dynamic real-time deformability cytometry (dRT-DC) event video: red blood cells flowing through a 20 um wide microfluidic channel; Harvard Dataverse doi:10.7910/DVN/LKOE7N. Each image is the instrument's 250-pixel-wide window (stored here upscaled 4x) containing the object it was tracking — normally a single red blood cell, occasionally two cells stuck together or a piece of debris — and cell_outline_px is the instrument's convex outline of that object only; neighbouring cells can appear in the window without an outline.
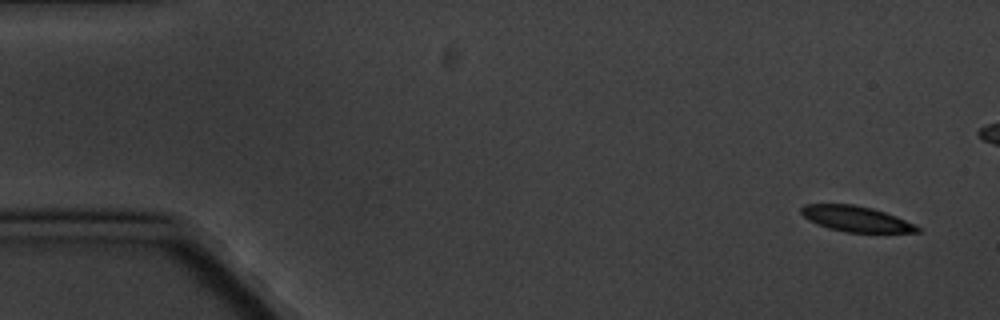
{"species": "common noctule bat (a hibernating species)", "species_latin": "Nyctalus noctula", "temperature_condition": "cold", "stored_images_in_passage": 6, "camera_frame_rate_fps": 3000, "um_per_image_px": 0.085, "animal": {"sex": "male", "body_mass_g": 20.1, "forearm_length_mm": 53.5}, "frame": {"image": 1, "passage_image": 1, "time_ms": 0.0, "image_size_px": [1000, 320], "cell_outline_px": [[920, 232], [844, 232], [828, 228], [816, 224], [808, 220], [800, 212], [800, 208], [804, 204], [852, 204], [872, 208], [896, 216], [920, 228]], "centroid_in_image_um": [72.69, 18.6], "position_along_channel_um": 12.3, "area_um2": 17.17}}
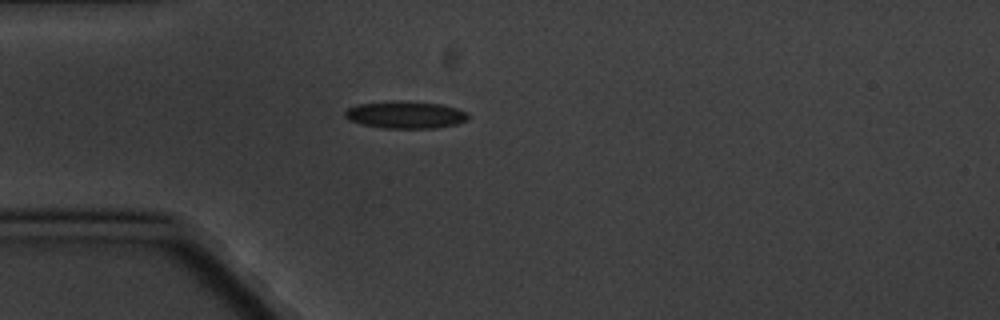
{"frame": {"image": 2, "passage_image": 6, "time_ms": 7.0, "image_size_px": [1000, 320], "cell_outline_px": [[468, 120], [456, 124], [432, 128], [384, 128], [364, 124], [348, 120], [344, 116], [344, 112], [348, 108], [356, 104], [396, 100], [440, 104], [456, 108], [468, 112]], "centroid_in_image_um": [34.45, 9.75], "position_along_channel_um": 50.6, "area_um2": 19.54}}